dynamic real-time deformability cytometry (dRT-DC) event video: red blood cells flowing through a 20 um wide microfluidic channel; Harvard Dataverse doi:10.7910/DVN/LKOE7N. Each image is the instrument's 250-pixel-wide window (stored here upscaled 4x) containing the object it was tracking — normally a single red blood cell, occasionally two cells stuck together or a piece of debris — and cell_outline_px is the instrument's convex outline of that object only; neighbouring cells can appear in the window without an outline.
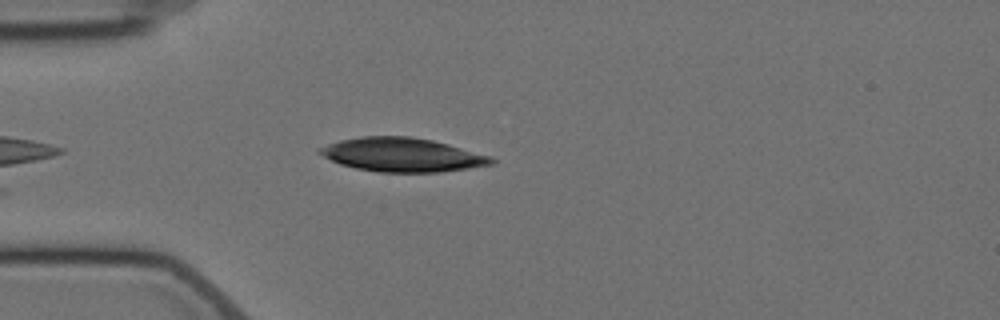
{"species": "Egyptian fruit bat (a non-hibernating species)", "species_latin": "Rousettus aegyptiacus", "temperature_condition": "cold", "stored_images_in_passage": 4, "camera_frame_rate_fps": 3000, "um_per_image_px": 0.085, "animal": {"sex": "female"}, "frame": {"image": 1, "passage_image": 4, "time_ms": 3.667, "image_size_px": [1000, 320], "cell_outline_px": [[496, 164], [440, 172], [380, 172], [356, 168], [340, 164], [316, 152], [316, 148], [340, 140], [360, 136], [412, 136], [432, 140], [448, 144], [492, 156], [496, 160]], "centroid_in_image_um": [34.2, 13.15], "position_along_channel_um": 50.8, "area_um2": 33.99}}